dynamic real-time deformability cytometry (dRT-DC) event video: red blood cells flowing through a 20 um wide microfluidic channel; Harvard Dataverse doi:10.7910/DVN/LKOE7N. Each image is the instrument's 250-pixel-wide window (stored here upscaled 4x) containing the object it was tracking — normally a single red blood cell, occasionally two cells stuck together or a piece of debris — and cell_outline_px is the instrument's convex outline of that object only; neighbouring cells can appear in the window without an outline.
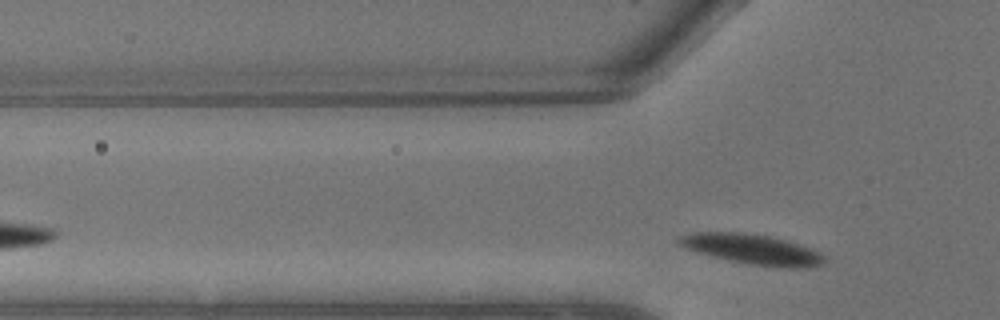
{"species": "common noctule bat (a hibernating species)", "species_latin": "Nyctalus noctula", "temperature_condition": "warm", "stored_images_in_passage": 3, "segment_of_instrument_passage": [2, 2], "camera_frame_rate_fps": 3000, "um_per_image_px": 0.085, "animal": {"sex": "male", "body_mass_g": 13.3}, "frame": {"image": 1, "passage_image": 3, "time_ms": 0.667, "image_size_px": [1000, 320], "cell_outline_px": [[828, 260], [824, 264], [804, 268], [784, 268], [748, 264], [712, 256], [696, 252], [684, 248], [676, 244], [676, 240], [680, 236], [696, 232], [744, 232], [768, 236], [784, 240], [820, 252]], "centroid_in_image_um": [63.92, 21.2], "position_along_channel_um": 61.9, "area_um2": 25.55}}